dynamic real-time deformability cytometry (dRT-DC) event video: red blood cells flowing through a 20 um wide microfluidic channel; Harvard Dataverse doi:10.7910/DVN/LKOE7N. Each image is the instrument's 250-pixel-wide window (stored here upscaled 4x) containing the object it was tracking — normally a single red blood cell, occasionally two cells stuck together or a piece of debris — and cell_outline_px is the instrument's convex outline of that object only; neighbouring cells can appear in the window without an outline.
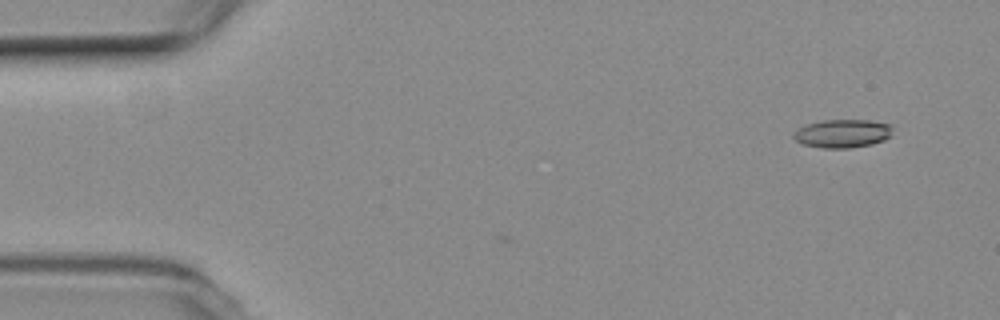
{"species": "common noctule bat (a hibernating species)", "species_latin": "Nyctalus noctula", "temperature_condition": "room temperature", "stored_images_in_passage": 7, "camera_frame_rate_fps": 3000, "um_per_image_px": 0.085, "animal": {"sex": "female", "body_mass_g": 19.3, "forearm_length_mm": 54.1}, "frame": {"image": 1, "passage_image": 7, "time_ms": 2.0, "image_size_px": [1000, 320], "cell_outline_px": [[892, 136], [884, 140], [872, 144], [848, 148], [824, 148], [804, 144], [796, 140], [792, 136], [792, 132], [804, 124], [824, 120], [868, 120], [892, 124]], "centroid_in_image_um": [71.62, 11.34], "position_along_channel_um": 13.4, "area_um2": 16.53}}